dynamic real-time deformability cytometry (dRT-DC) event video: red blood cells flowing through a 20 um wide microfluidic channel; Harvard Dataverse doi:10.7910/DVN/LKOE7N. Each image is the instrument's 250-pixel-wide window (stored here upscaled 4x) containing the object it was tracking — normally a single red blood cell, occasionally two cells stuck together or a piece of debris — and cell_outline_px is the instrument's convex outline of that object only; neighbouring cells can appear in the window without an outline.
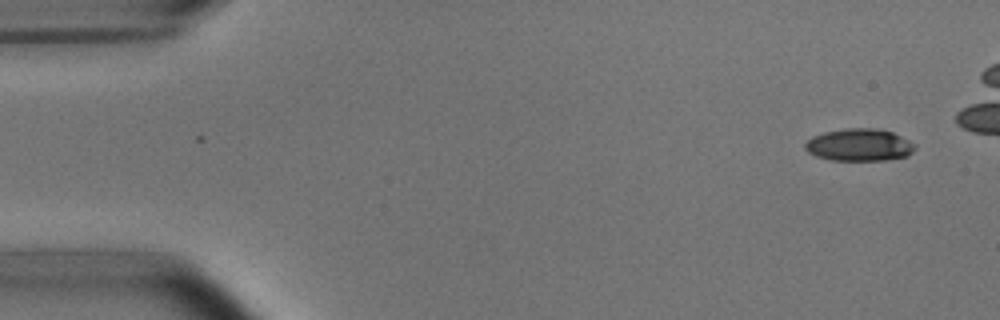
{"species": "common noctule bat (a hibernating species)", "species_latin": "Nyctalus noctula", "temperature_condition": "room temperature", "stored_images_in_passage": 2, "camera_frame_rate_fps": 3000, "um_per_image_px": 0.085, "animal": {"sex": "male", "body_mass_g": 15.6}, "frame": {"image": 1, "passage_image": 1, "time_ms": 0.0, "image_size_px": [1000, 320], "cell_outline_px": [[916, 148], [908, 156], [884, 160], [832, 160], [816, 156], [808, 152], [804, 148], [804, 144], [812, 136], [824, 132], [848, 128], [876, 128], [892, 132], [916, 144]], "centroid_in_image_um": [73.04, 12.32], "position_along_channel_um": 12.0, "area_um2": 20.69}}